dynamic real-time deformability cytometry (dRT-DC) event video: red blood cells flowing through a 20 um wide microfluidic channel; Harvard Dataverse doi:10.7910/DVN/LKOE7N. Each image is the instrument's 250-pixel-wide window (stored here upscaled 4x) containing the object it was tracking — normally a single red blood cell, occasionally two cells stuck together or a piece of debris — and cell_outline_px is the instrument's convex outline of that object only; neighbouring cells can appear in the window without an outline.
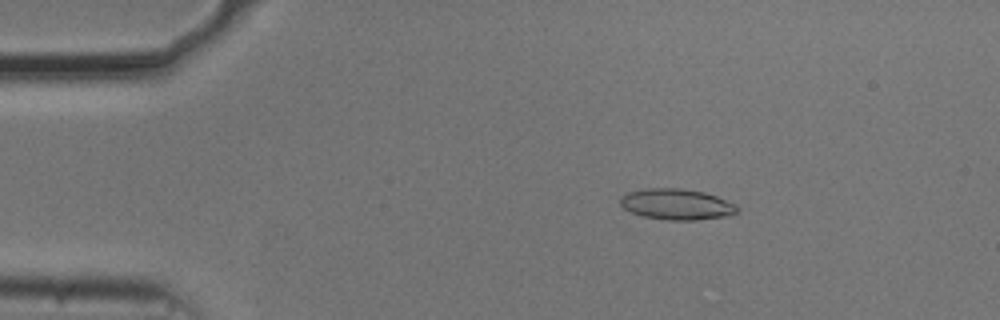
{"species": "common noctule bat (a hibernating species)", "species_latin": "Nyctalus noctula", "temperature_condition": "cold", "stored_images_in_passage": 44, "camera_frame_rate_fps": 3000, "um_per_image_px": 0.085, "animal": {"sex": "male", "body_mass_g": 20.5, "forearm_length_mm": 52.5}, "frame": {"image": 1, "passage_image": 4, "time_ms": 1.0, "image_size_px": [1000, 320], "cell_outline_px": [[740, 212], [732, 216], [696, 220], [668, 220], [644, 216], [632, 212], [624, 208], [620, 204], [620, 196], [628, 192], [644, 188], [680, 188], [704, 192], [716, 196], [736, 204], [740, 208]], "centroid_in_image_um": [57.57, 17.37], "position_along_channel_um": 27.4, "area_um2": 21.33}}
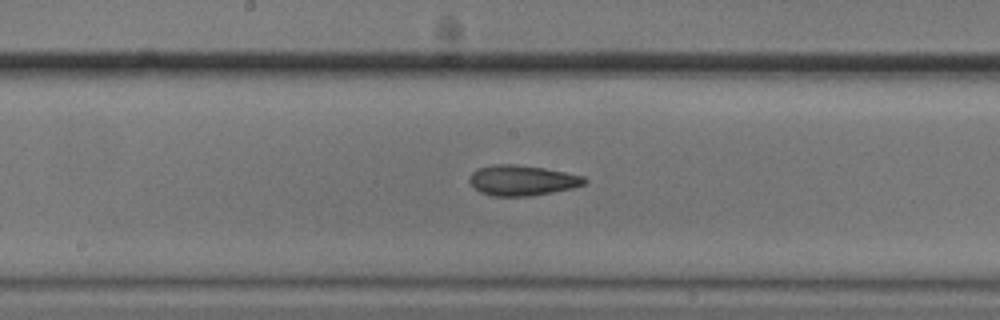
{"frame": {"image": 2, "passage_image": 23, "time_ms": 7.333, "image_size_px": [1000, 320], "cell_outline_px": [[588, 180], [584, 184], [572, 188], [552, 192], [528, 196], [492, 196], [480, 192], [468, 180], [472, 172], [476, 168], [492, 164], [516, 164], [544, 168], [584, 176]], "centroid_in_image_um": [44.36, 15.32], "position_along_channel_um": 203.8, "area_um2": 20.35}}
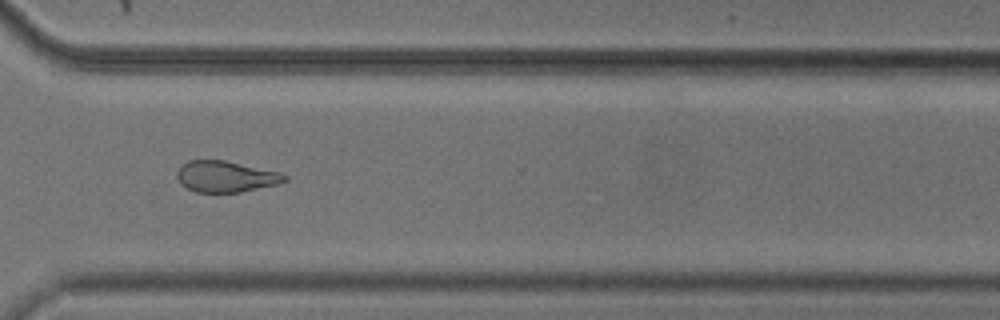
{"frame": {"image": 3, "passage_image": 35, "time_ms": 11.333, "image_size_px": [1000, 320], "cell_outline_px": [[288, 180], [280, 184], [240, 192], [196, 192], [180, 184], [176, 176], [176, 172], [188, 160], [224, 160], [280, 172], [288, 176]], "centroid_in_image_um": [19.22, 15.01], "position_along_channel_um": 351.4, "area_um2": 19.59}, "authors_computed_cell_mechanics": {"area_um2": 19.8543, "velocity_mm_per_s": 3.7112, "shape_relaxation_time_tau1_ms": 4.7973, "shape_relaxation_time_tau2_ms": 3.2664, "deformation_change_tau1": 0.1191, "deformation_change_tau2": 0.1068}}